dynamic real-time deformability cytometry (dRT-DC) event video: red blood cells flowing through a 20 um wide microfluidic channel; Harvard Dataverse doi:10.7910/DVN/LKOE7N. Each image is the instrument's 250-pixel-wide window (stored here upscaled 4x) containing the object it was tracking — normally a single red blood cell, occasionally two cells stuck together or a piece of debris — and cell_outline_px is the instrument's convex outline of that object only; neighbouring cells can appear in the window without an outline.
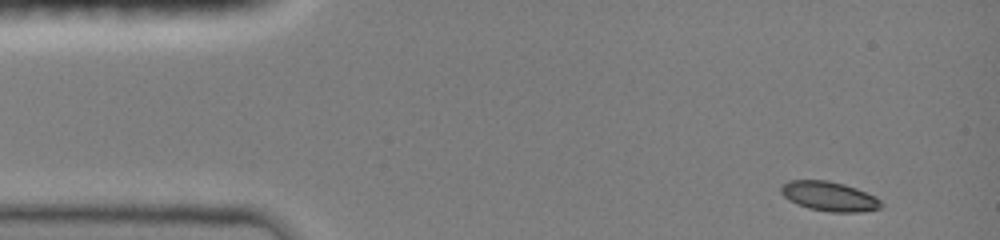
{"species": "common noctule bat (a hibernating species)", "species_latin": "Nyctalus noctula", "temperature_condition": "room temperature", "stored_images_in_passage": 5, "camera_frame_rate_fps": 3000, "um_per_image_px": 0.085, "animal": {"sex": "female", "body_mass_g": 19.0, "forearm_length_mm": 51.5}, "frame": {"image": 1, "passage_image": 1, "time_ms": 0.0, "image_size_px": [1000, 240], "cell_outline_px": [[884, 204], [880, 208], [860, 212], [832, 212], [808, 208], [796, 204], [788, 200], [780, 192], [780, 188], [788, 180], [828, 180], [844, 184], [856, 188], [876, 196]], "centroid_in_image_um": [70.49, 16.68], "position_along_channel_um": 14.5, "area_um2": 17.34}}
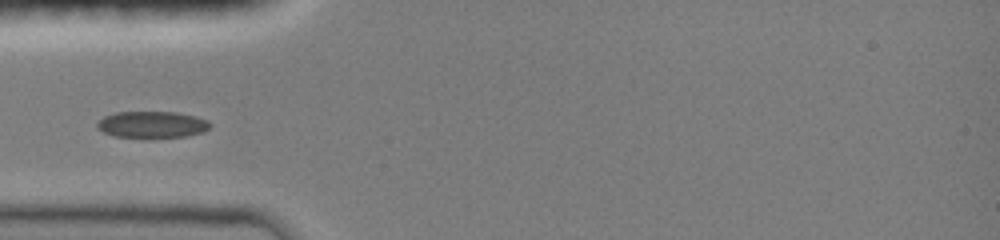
{"frame": {"image": 2, "passage_image": 4, "time_ms": 3.667, "image_size_px": [1000, 240], "cell_outline_px": [[212, 124], [204, 132], [188, 136], [116, 136], [104, 132], [96, 128], [96, 124], [104, 116], [116, 112], [176, 112], [196, 116], [208, 120]], "centroid_in_image_um": [12.96, 10.56], "position_along_channel_um": 72.0, "area_um2": 17.17}}
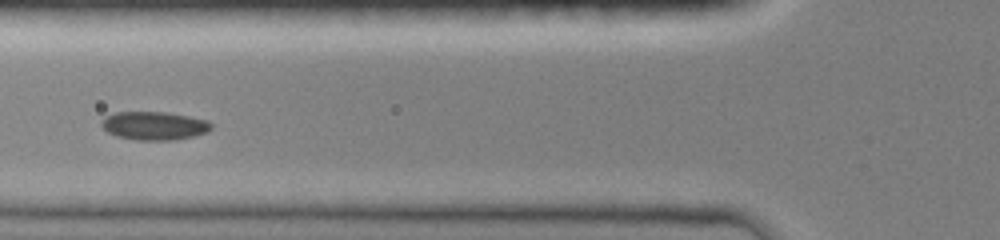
{"frame": {"image": 3, "passage_image": 5, "time_ms": 4.667, "image_size_px": [1000, 240], "cell_outline_px": [[212, 128], [208, 132], [192, 136], [172, 140], [136, 140], [116, 136], [108, 132], [100, 124], [100, 120], [104, 116], [116, 112], [164, 112], [188, 116], [208, 120], [212, 124]], "centroid_in_image_um": [13.09, 10.68], "position_along_channel_um": 112.7, "area_um2": 18.21}}